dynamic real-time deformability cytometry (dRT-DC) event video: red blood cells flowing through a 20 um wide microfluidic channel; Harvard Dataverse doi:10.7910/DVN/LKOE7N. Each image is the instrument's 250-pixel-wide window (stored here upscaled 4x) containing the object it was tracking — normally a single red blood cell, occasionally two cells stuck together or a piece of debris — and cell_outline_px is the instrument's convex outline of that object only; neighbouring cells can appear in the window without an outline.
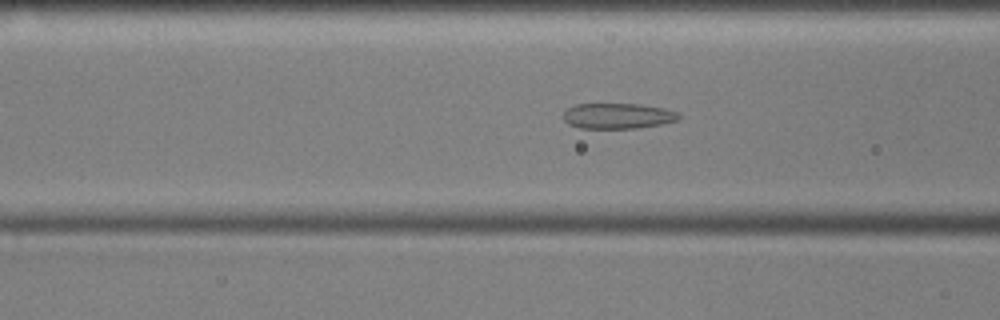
{"species": "common noctule bat (a hibernating species)", "species_latin": "Nyctalus noctula", "temperature_condition": "cold", "stored_images_in_passage": 48, "camera_frame_rate_fps": 3000, "um_per_image_px": 0.085, "animal": {"sex": "male", "body_mass_g": 17.9, "forearm_length_mm": 54.2}, "frame": {"image": 1, "passage_image": 19, "time_ms": 6.0, "image_size_px": [1000, 320], "cell_outline_px": [[680, 116], [676, 120], [660, 124], [636, 128], [580, 128], [568, 124], [564, 120], [564, 112], [568, 108], [576, 104], [640, 104], [664, 108], [676, 112]], "centroid_in_image_um": [52.48, 9.85], "position_along_channel_um": 114.1, "area_um2": 16.99}}
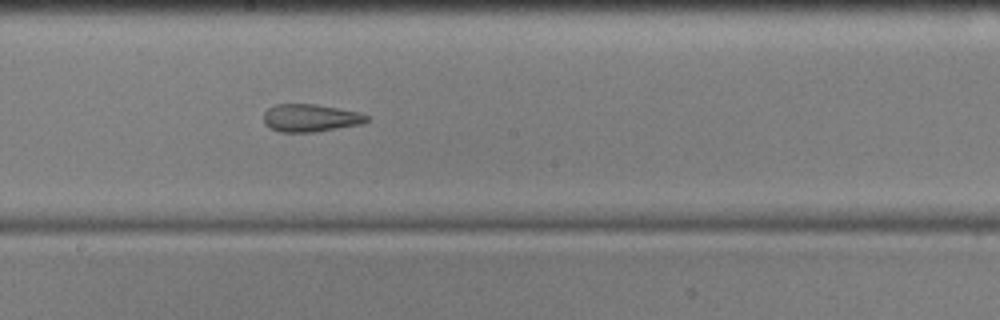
{"frame": {"image": 2, "passage_image": 28, "time_ms": 9.0, "image_size_px": [1000, 320], "cell_outline_px": [[368, 120], [360, 124], [312, 132], [280, 132], [264, 124], [264, 112], [268, 108], [276, 104], [316, 104], [360, 112], [368, 116]], "centroid_in_image_um": [26.36, 10.01], "position_along_channel_um": 221.8, "area_um2": 16.47}}
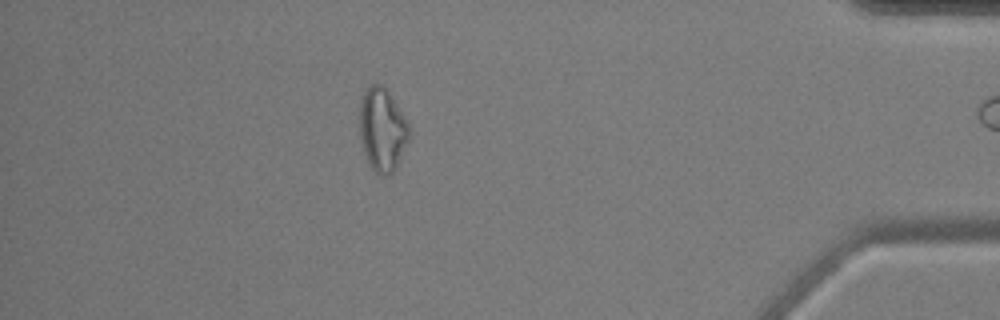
{"frame": {"image": 3, "passage_image": 47, "time_ms": 15.333, "image_size_px": [1000, 320], "cell_outline_px": [[412, 132], [396, 168], [388, 176], [380, 176], [372, 168], [364, 152], [360, 136], [360, 104], [364, 92], [368, 84], [380, 84], [388, 92], [404, 116]], "centroid_in_image_um": [32.51, 11.03], "position_along_channel_um": 402.7, "area_um2": 23.87}}